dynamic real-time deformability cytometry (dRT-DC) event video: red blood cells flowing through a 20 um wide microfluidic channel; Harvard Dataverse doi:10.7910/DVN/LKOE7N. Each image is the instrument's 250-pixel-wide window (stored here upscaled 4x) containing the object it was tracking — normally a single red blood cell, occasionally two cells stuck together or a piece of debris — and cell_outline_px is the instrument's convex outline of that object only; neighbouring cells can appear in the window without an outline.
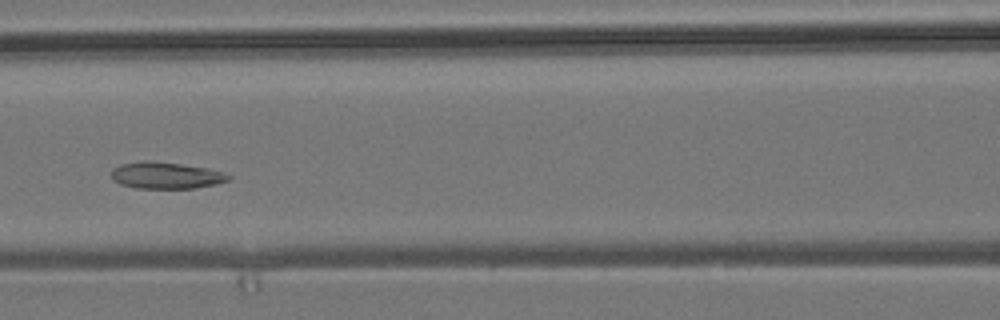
{"species": "common noctule bat (a hibernating species)", "species_latin": "Nyctalus noctula", "temperature_condition": "room temperature", "stored_images_in_passage": 35, "camera_frame_rate_fps": 3000, "um_per_image_px": 0.085, "animal": {"sex": "male", "body_mass_g": 19.2, "forearm_length_mm": 51.8}, "frame": {"image": 1, "passage_image": 15, "time_ms": 4.667, "image_size_px": [1000, 320], "cell_outline_px": [[232, 176], [228, 180], [216, 184], [196, 188], [136, 188], [120, 184], [112, 180], [112, 168], [120, 164], [144, 160], [180, 164], [208, 168], [224, 172]], "centroid_in_image_um": [14.1, 14.91], "position_along_channel_um": 152.5, "area_um2": 18.21}}
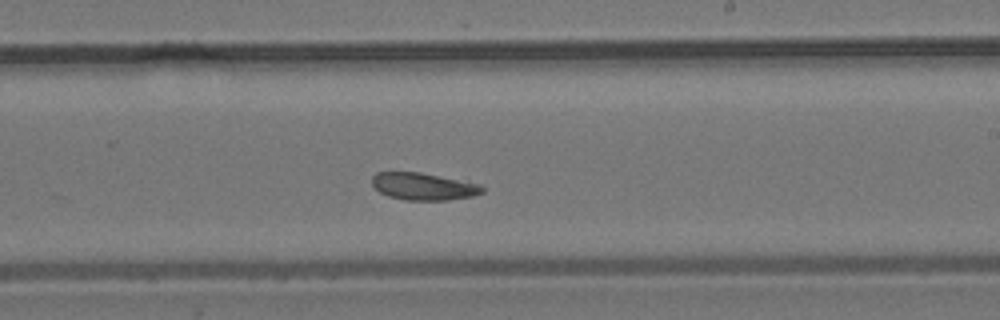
{"frame": {"image": 2, "passage_image": 23, "time_ms": 7.333, "image_size_px": [1000, 320], "cell_outline_px": [[484, 192], [472, 196], [448, 200], [404, 200], [388, 196], [380, 192], [372, 184], [372, 176], [376, 172], [420, 172], [468, 180], [484, 184]], "centroid_in_image_um": [36.07, 15.83], "position_along_channel_um": 252.9, "area_um2": 17.92}}
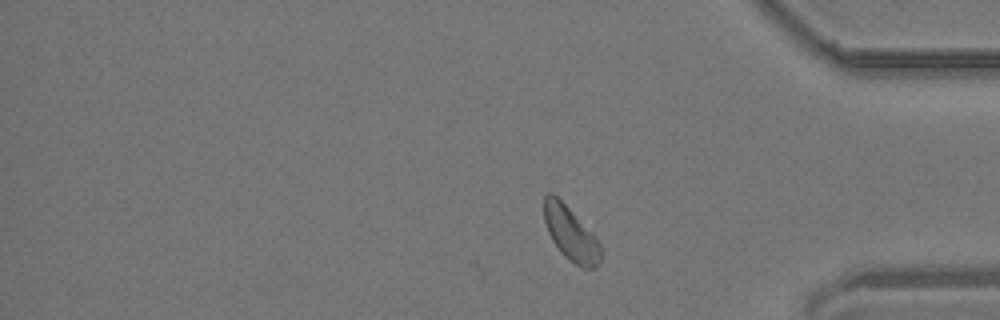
{"frame": {"image": 3, "passage_image": 35, "time_ms": 11.333, "image_size_px": [1000, 320], "cell_outline_px": [[604, 248], [600, 260], [596, 268], [584, 268], [568, 260], [560, 252], [552, 240], [548, 232], [544, 220], [544, 196], [548, 192], [552, 192], [596, 236]], "centroid_in_image_um": [48.54, 19.9], "position_along_channel_um": 386.7, "area_um2": 17.92}, "authors_computed_cell_mechanics": {"area_um2": 18.207, "velocity_mm_per_s": 3.7851, "shape_relaxation_time_tau1_ms": null, "shape_relaxation_time_tau2_ms": 3.2283, "deformation_change_tau1": null, "deformation_change_tau2": 0.0921}}